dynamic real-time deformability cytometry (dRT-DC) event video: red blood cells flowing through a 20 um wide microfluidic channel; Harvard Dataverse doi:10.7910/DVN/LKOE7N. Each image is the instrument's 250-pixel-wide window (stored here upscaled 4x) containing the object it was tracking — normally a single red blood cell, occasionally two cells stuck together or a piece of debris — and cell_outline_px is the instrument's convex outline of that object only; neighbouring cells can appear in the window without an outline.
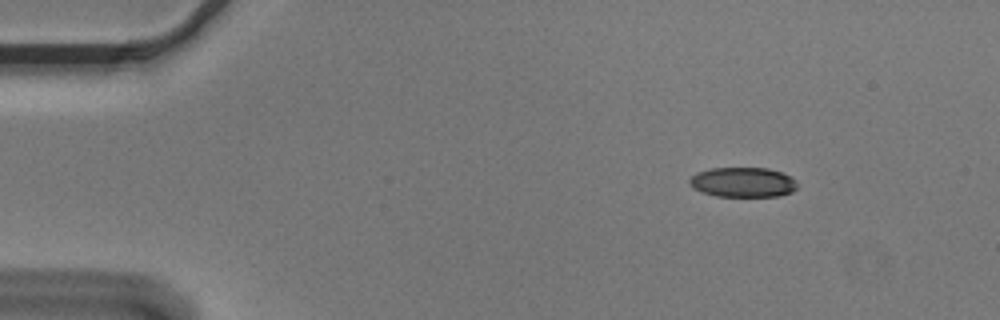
{"species": "Egyptian fruit bat (a non-hibernating species)", "species_latin": "Rousettus aegyptiacus", "temperature_condition": "cold", "stored_images_in_passage": 49, "camera_frame_rate_fps": 3000, "um_per_image_px": 0.085, "animal": {"sex": "male"}, "frame": {"image": 1, "passage_image": 1, "time_ms": 0.0, "image_size_px": [1000, 320], "cell_outline_px": [[796, 188], [792, 192], [780, 196], [716, 196], [704, 192], [696, 188], [688, 180], [696, 172], [712, 168], [768, 168], [792, 176], [796, 180]], "centroid_in_image_um": [63.19, 15.48], "position_along_channel_um": 21.8, "area_um2": 18.61}}
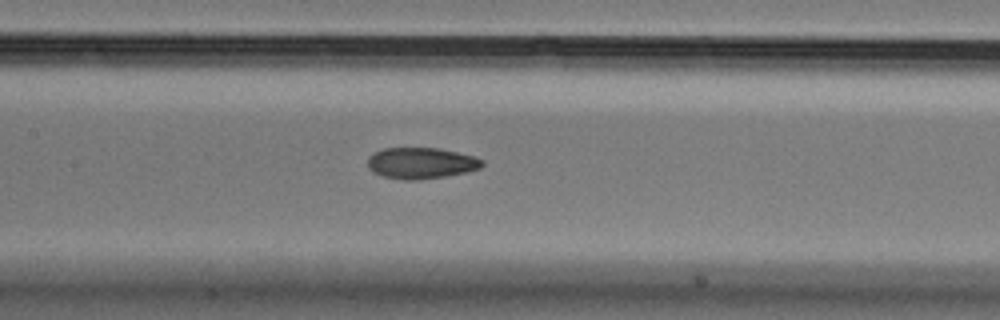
{"frame": {"image": 2, "passage_image": 20, "time_ms": 6.333, "image_size_px": [1000, 320], "cell_outline_px": [[484, 164], [480, 168], [464, 172], [444, 176], [420, 180], [404, 180], [384, 176], [372, 172], [368, 168], [368, 156], [384, 148], [440, 148], [476, 156], [484, 160]], "centroid_in_image_um": [35.8, 13.86], "position_along_channel_um": 171.6, "area_um2": 20.87}}
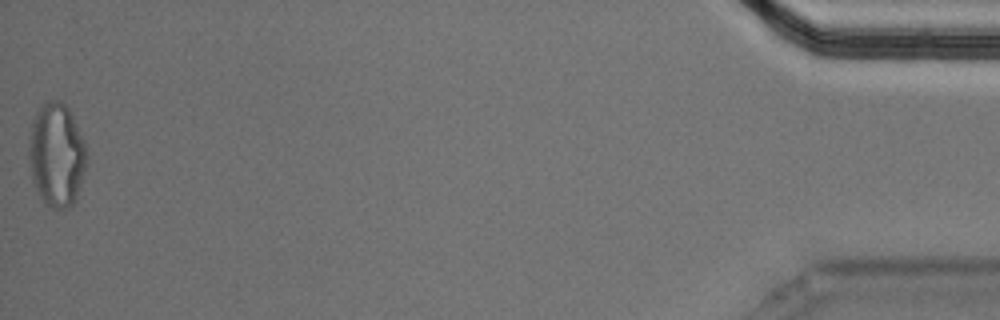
{"frame": {"image": 3, "passage_image": 49, "time_ms": 16.0, "image_size_px": [1000, 320], "cell_outline_px": [[88, 156], [76, 200], [68, 208], [48, 208], [44, 204], [32, 180], [28, 156], [28, 144], [32, 120], [40, 104], [44, 100], [60, 100], [68, 108], [84, 140]], "centroid_in_image_um": [4.79, 13.15], "position_along_channel_um": 430.4, "area_um2": 35.32}, "authors_computed_cell_mechanics": {"area_um2": 21.5016, "velocity_mm_per_s": 3.6387, "shape_relaxation_time_tau1_ms": null, "shape_relaxation_time_tau2_ms": 2.2431, "deformation_change_tau1": null, "deformation_change_tau2": 0.0813}}